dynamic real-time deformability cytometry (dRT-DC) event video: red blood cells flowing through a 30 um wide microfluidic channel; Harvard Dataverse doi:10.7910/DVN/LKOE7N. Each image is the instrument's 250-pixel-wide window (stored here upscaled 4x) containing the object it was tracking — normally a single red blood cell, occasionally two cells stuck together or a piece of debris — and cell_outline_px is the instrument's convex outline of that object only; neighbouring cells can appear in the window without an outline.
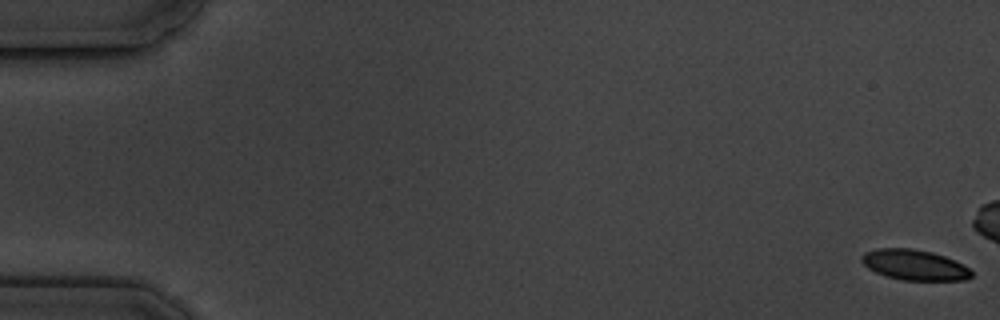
{"species": "common noctule bat (a hibernating species)", "species_latin": "Nyctalus noctula", "temperature_condition": "cold", "stored_images_in_passage": 8, "camera_frame_rate_fps": 3000, "um_per_image_px": 0.085, "animal": {"sex": "male", "body_mass_g": 19.5, "forearm_length_mm": 54.6}, "frame": {"image": 1, "passage_image": 1, "time_ms": 0.0, "image_size_px": [1000, 320], "cell_outline_px": [[972, 276], [964, 280], [900, 280], [876, 272], [868, 268], [860, 260], [860, 256], [864, 252], [876, 248], [912, 248], [932, 252], [944, 256], [968, 268], [972, 272]], "centroid_in_image_um": [77.67, 22.51], "position_along_channel_um": 7.3, "area_um2": 19.36}}